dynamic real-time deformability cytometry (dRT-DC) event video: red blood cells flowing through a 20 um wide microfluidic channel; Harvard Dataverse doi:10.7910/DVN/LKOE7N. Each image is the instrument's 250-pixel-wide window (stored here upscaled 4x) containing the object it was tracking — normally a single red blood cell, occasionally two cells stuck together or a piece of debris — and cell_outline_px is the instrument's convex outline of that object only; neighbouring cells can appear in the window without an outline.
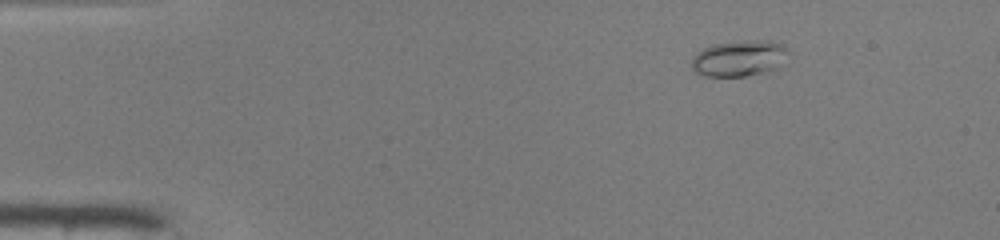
{"species": "common noctule bat (a hibernating species)", "species_latin": "Nyctalus noctula", "temperature_condition": "warm", "stored_images_in_passage": 43, "camera_frame_rate_fps": 3000, "um_per_image_px": 0.085, "animal": {"sex": "male", "body_mass_g": 19.0, "forearm_length_mm": 50.8}, "frame": {"image": 1, "passage_image": 1, "time_ms": 0.0, "image_size_px": [1000, 240], "cell_outline_px": [[792, 52], [776, 68], [744, 76], [704, 76], [696, 72], [692, 68], [692, 56], [696, 52], [712, 44], [748, 40], [768, 40], [780, 44]], "centroid_in_image_um": [62.82, 4.94], "position_along_channel_um": 22.2, "area_um2": 20.23}}
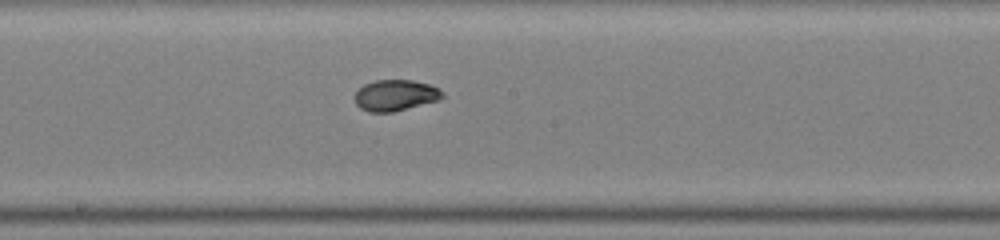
{"frame": {"image": 2, "passage_image": 21, "time_ms": 6.667, "image_size_px": [1000, 240], "cell_outline_px": [[444, 96], [440, 100], [392, 112], [368, 112], [360, 108], [356, 104], [356, 92], [364, 84], [376, 80], [412, 80], [428, 84], [440, 88], [444, 92]], "centroid_in_image_um": [33.64, 8.1], "position_along_channel_um": 214.6, "area_um2": 15.9}}
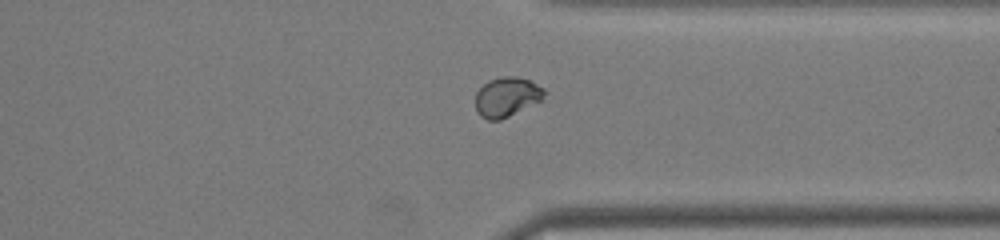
{"frame": {"image": 3, "passage_image": 32, "time_ms": 10.333, "image_size_px": [1000, 240], "cell_outline_px": [[544, 100], [500, 120], [488, 120], [480, 116], [476, 108], [476, 92], [488, 80], [504, 76], [516, 76], [532, 80], [544, 88]], "centroid_in_image_um": [43.11, 8.23], "position_along_channel_um": 368.3, "area_um2": 16.07}}